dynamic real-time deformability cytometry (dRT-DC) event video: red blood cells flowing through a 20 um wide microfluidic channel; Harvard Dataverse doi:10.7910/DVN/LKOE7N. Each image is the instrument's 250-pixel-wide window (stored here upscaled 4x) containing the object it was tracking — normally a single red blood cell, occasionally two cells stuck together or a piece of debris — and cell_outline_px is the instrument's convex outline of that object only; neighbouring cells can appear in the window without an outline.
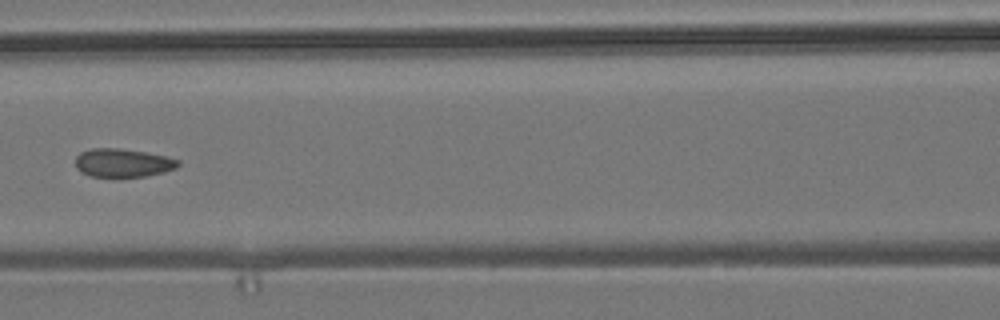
{"species": "common noctule bat (a hibernating species)", "species_latin": "Nyctalus noctula", "temperature_condition": "room temperature", "stored_images_in_passage": 14, "camera_frame_rate_fps": 3000, "um_per_image_px": 0.085, "animal": {"sex": "male", "body_mass_g": 19.2, "forearm_length_mm": 51.8}, "frame": {"image": 1, "passage_image": 7, "time_ms": 2.0, "image_size_px": [1000, 320], "cell_outline_px": [[180, 164], [176, 168], [164, 172], [144, 176], [92, 176], [80, 172], [76, 168], [76, 156], [80, 152], [92, 148], [120, 148], [144, 152], [164, 156], [180, 160]], "centroid_in_image_um": [10.43, 13.83], "position_along_channel_um": 156.2, "area_um2": 16.88}}
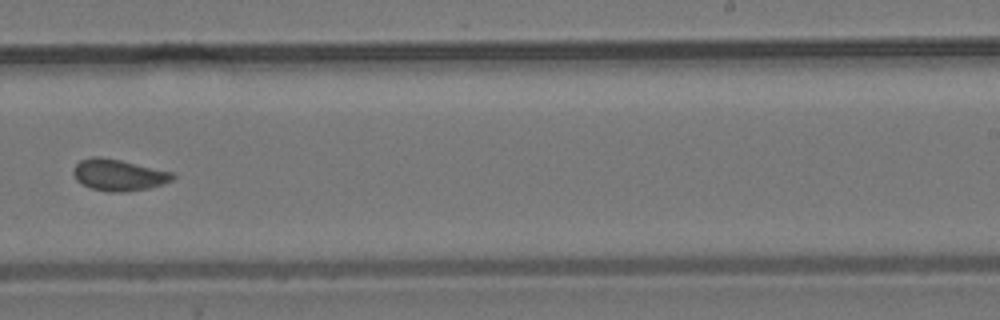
{"frame": {"image": 2, "passage_image": 10, "time_ms": 3.0, "image_size_px": [1000, 320], "cell_outline_px": [[176, 176], [172, 180], [148, 188], [128, 192], [108, 192], [92, 188], [76, 180], [72, 172], [72, 168], [80, 160], [92, 156], [100, 156], [120, 160], [172, 172]], "centroid_in_image_um": [10.04, 14.87], "position_along_channel_um": 279.0, "area_um2": 18.15}}
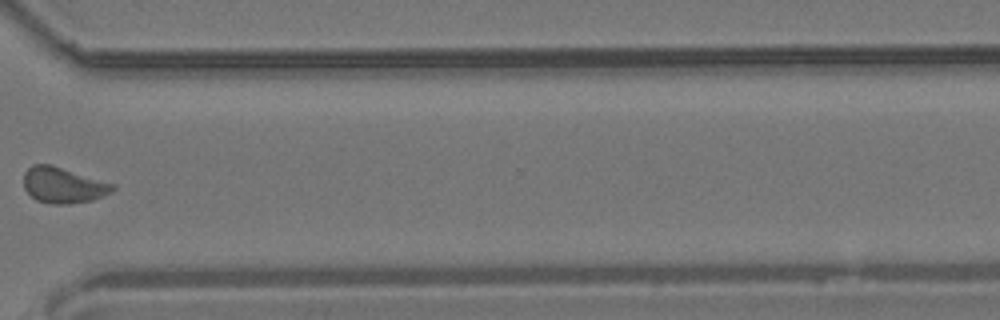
{"frame": {"image": 3, "passage_image": 12, "time_ms": 3.667, "image_size_px": [1000, 320], "cell_outline_px": [[116, 188], [112, 192], [92, 200], [72, 204], [52, 204], [36, 200], [24, 188], [24, 172], [32, 164], [52, 164], [116, 184]], "centroid_in_image_um": [5.39, 15.73], "position_along_channel_um": 365.2, "area_um2": 18.79}}